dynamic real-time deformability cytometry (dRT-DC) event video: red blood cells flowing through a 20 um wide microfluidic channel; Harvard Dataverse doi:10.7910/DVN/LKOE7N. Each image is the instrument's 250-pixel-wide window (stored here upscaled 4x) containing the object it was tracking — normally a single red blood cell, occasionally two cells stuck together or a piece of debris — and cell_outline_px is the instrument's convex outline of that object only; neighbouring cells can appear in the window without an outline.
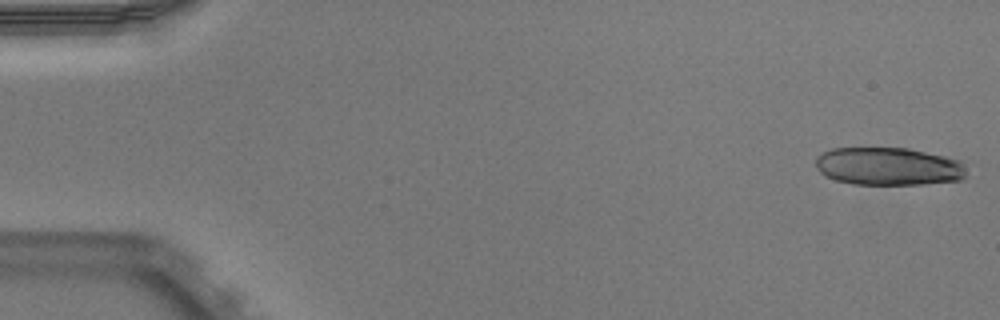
{"species": "Egyptian fruit bat (a non-hibernating species)", "species_latin": "Rousettus aegyptiacus", "temperature_condition": "warm", "stored_images_in_passage": 50, "segment_of_instrument_passage": [1, 2], "camera_frame_rate_fps": 3000, "um_per_image_px": 0.085, "animal": {"sex": "male"}, "frame": {"image": 1, "passage_image": 1, "time_ms": 0.0, "image_size_px": [1000, 320], "cell_outline_px": [[964, 180], [924, 184], [852, 184], [836, 180], [824, 176], [816, 168], [816, 156], [832, 148], [908, 148], [944, 156], [960, 160], [964, 168]], "centroid_in_image_um": [75.49, 14.14], "position_along_channel_um": 9.5, "area_um2": 33.35}}